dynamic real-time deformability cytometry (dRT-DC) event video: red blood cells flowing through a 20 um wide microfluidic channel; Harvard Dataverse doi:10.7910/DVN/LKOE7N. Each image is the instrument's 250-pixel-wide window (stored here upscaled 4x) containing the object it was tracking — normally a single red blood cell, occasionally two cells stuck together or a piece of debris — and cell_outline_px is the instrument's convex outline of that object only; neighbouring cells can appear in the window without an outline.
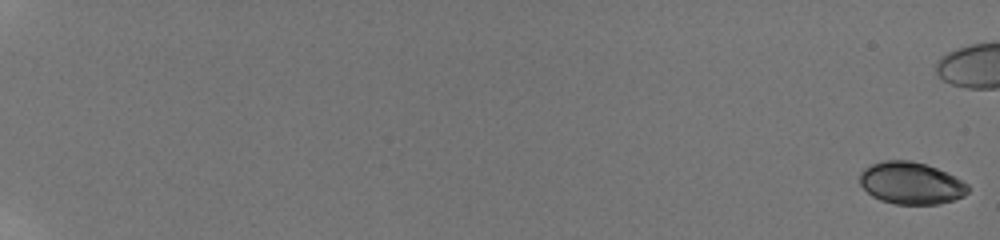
{"species": "human", "species_latin": "Homo sapiens", "temperature_condition": "room temperature", "stored_images_in_passage": 59, "camera_frame_rate_fps": 3000, "um_per_image_px": 0.085, "donor": {"sex": "male"}, "frame": {"image": 1, "passage_image": 1, "time_ms": 0.0, "image_size_px": [1000, 240], "cell_outline_px": [[968, 192], [964, 196], [940, 204], [896, 204], [880, 200], [872, 196], [860, 184], [860, 172], [864, 168], [872, 164], [884, 160], [908, 160], [924, 164], [936, 168], [968, 184]], "centroid_in_image_um": [77.41, 15.57], "position_along_channel_um": 7.6, "area_um2": 26.3}}
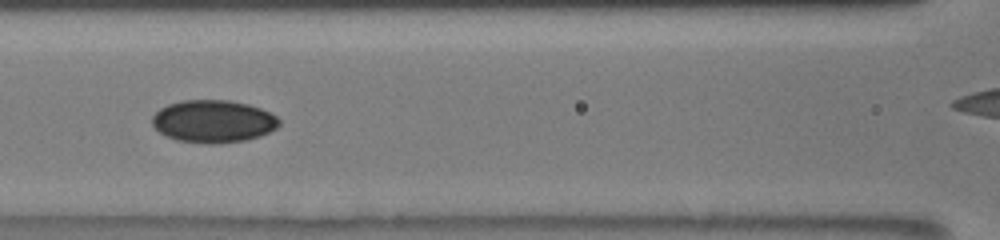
{"frame": {"image": 2, "passage_image": 32, "time_ms": 10.333, "image_size_px": [1000, 240], "cell_outline_px": [[280, 124], [276, 128], [260, 136], [248, 140], [216, 144], [204, 144], [176, 140], [160, 132], [152, 124], [152, 116], [160, 108], [168, 104], [184, 100], [228, 100], [248, 104], [260, 108], [276, 116], [280, 120]], "centroid_in_image_um": [18.13, 10.32], "position_along_channel_um": 148.5, "area_um2": 31.56}}
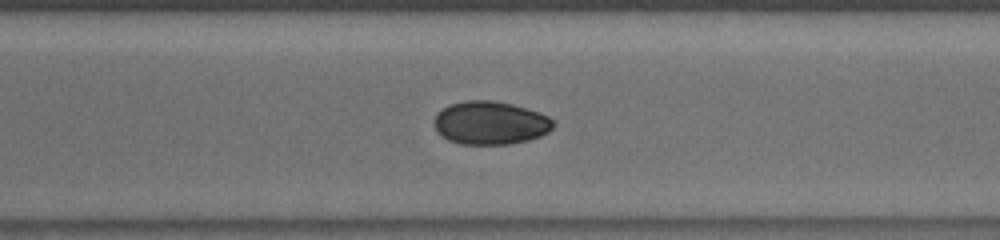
{"frame": {"image": 3, "passage_image": 46, "time_ms": 15.0, "image_size_px": [1000, 240], "cell_outline_px": [[556, 124], [548, 132], [540, 136], [528, 140], [508, 144], [460, 144], [448, 140], [440, 136], [436, 132], [432, 124], [432, 120], [444, 108], [452, 104], [464, 100], [492, 100], [512, 104], [540, 112], [556, 120]], "centroid_in_image_um": [41.68, 10.45], "position_along_channel_um": 328.9, "area_um2": 30.35}, "authors_computed_cell_mechanics": {"area_um2": 28.7266, "velocity_mm_per_s": 3.8755, "shape_relaxation_time_tau1_ms": 2.6992, "shape_relaxation_time_tau2_ms": null, "deformation_change_tau1": 0.0341, "deformation_change_tau2": null}}